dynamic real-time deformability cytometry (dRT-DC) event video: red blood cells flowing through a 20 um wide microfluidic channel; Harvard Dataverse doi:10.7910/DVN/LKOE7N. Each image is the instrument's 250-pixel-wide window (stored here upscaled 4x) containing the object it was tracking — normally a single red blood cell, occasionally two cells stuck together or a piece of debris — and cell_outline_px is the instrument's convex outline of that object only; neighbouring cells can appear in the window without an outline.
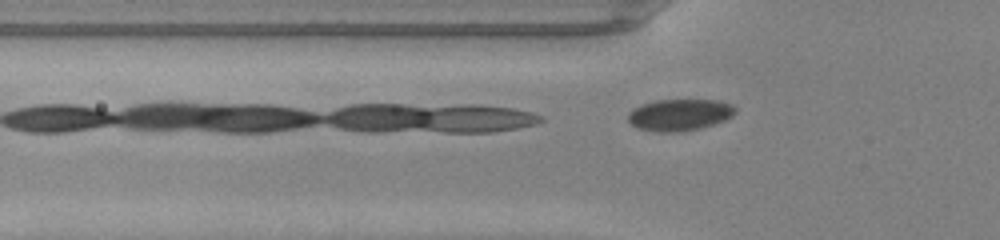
{"species": "common noctule bat (a hibernating species)", "species_latin": "Nyctalus noctula", "temperature_condition": "warm", "stored_images_in_passage": 21, "camera_frame_rate_fps": 3000, "um_per_image_px": 0.085, "animal": {"sex": "male", "body_mass_g": 20.0, "forearm_length_mm": 53.3}, "frame": {"image": 1, "passage_image": 3, "time_ms": 0.667, "image_size_px": [1000, 240], "cell_outline_px": [[736, 112], [732, 116], [716, 124], [684, 132], [656, 132], [636, 128], [628, 120], [628, 112], [632, 108], [640, 104], [656, 100], [716, 100], [732, 104], [736, 108]], "centroid_in_image_um": [57.75, 9.76], "position_along_channel_um": 68.1, "area_um2": 20.11}}
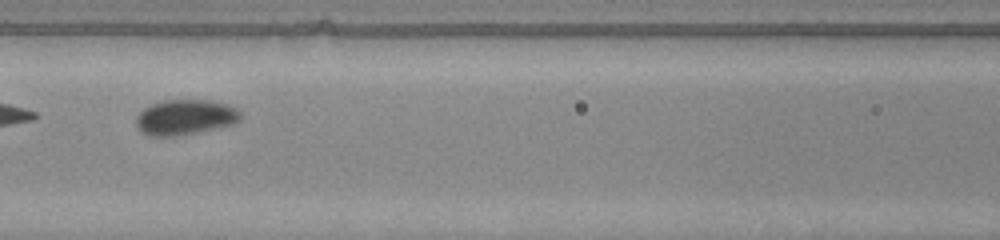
{"frame": {"image": 2, "passage_image": 9, "time_ms": 2.667, "image_size_px": [1000, 240], "cell_outline_px": [[240, 120], [232, 124], [216, 128], [176, 136], [148, 136], [140, 132], [136, 124], [136, 116], [144, 108], [152, 104], [164, 100], [208, 100], [228, 104], [236, 108], [240, 112]], "centroid_in_image_um": [15.71, 9.96], "position_along_channel_um": 150.9, "area_um2": 21.44}}
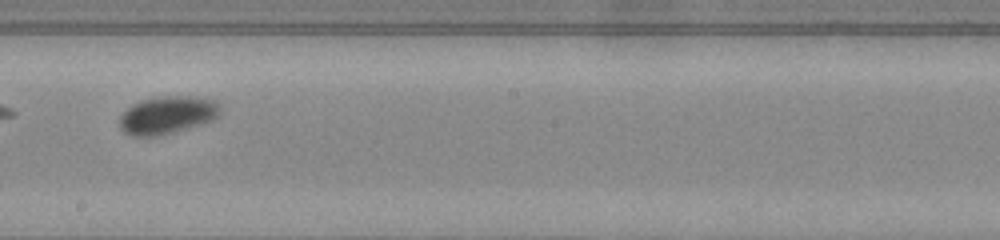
{"frame": {"image": 3, "passage_image": 15, "time_ms": 4.667, "image_size_px": [1000, 240], "cell_outline_px": [[220, 112], [212, 120], [200, 124], [156, 136], [132, 136], [124, 132], [120, 128], [120, 116], [128, 108], [144, 100], [164, 96], [188, 96], [216, 100], [220, 108]], "centroid_in_image_um": [14.22, 9.78], "position_along_channel_um": 234.0, "area_um2": 21.56}}